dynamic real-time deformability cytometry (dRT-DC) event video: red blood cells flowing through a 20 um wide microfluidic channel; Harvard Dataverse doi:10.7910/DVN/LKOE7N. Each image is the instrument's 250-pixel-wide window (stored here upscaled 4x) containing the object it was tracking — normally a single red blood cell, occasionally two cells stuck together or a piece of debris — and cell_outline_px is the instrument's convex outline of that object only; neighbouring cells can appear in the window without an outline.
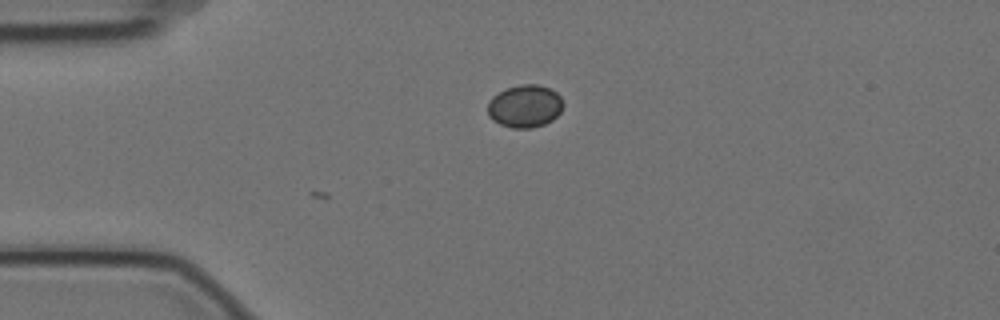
{"species": "Egyptian fruit bat (a non-hibernating species)", "species_latin": "Rousettus aegyptiacus", "temperature_condition": "cold", "stored_images_in_passage": 2, "camera_frame_rate_fps": 3000, "um_per_image_px": 0.085, "animal": {"sex": "female"}, "frame": {"image": 1, "passage_image": 1, "time_ms": 0.0, "image_size_px": [1000, 320], "cell_outline_px": [[564, 104], [560, 112], [552, 120], [544, 124], [532, 128], [512, 128], [500, 124], [492, 120], [488, 116], [488, 104], [492, 96], [508, 88], [520, 84], [536, 84], [548, 88], [556, 92], [560, 96]], "centroid_in_image_um": [44.61, 9.03], "position_along_channel_um": 40.4, "area_um2": 18.73}}